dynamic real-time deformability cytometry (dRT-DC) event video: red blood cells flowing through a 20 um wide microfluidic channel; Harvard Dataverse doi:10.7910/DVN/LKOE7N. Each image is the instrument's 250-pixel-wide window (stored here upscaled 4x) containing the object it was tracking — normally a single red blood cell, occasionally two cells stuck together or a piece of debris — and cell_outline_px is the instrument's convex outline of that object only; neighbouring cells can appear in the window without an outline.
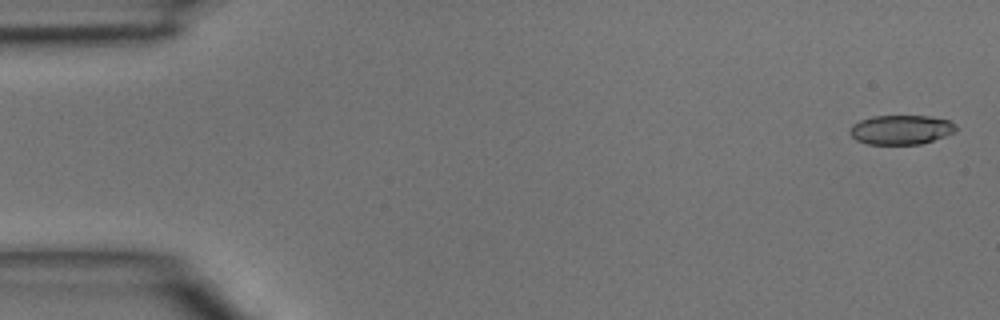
{"species": "common noctule bat (a hibernating species)", "species_latin": "Nyctalus noctula", "temperature_condition": "room temperature", "stored_images_in_passage": 4, "camera_frame_rate_fps": 3000, "um_per_image_px": 0.085, "animal": {"sex": "male", "body_mass_g": 15.6}, "frame": {"image": 1, "passage_image": 1, "time_ms": 0.0, "image_size_px": [1000, 320], "cell_outline_px": [[956, 132], [920, 144], [868, 144], [856, 140], [848, 132], [848, 128], [852, 124], [860, 120], [872, 116], [928, 116], [948, 120], [956, 124]], "centroid_in_image_um": [76.55, 11.02], "position_along_channel_um": 8.5, "area_um2": 18.21}}
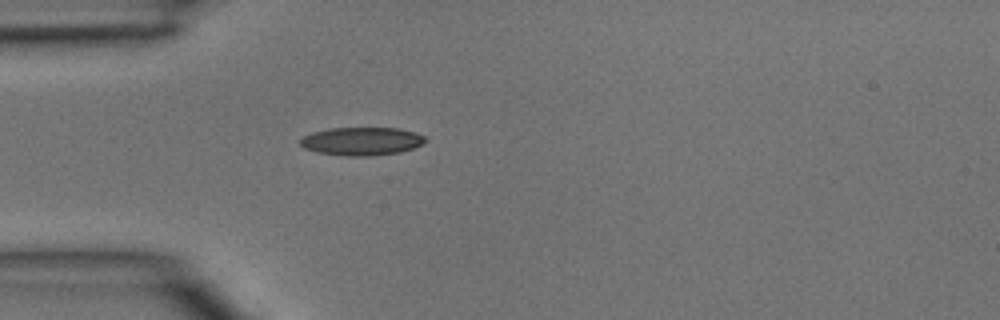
{"frame": {"image": 2, "passage_image": 4, "time_ms": 1.0, "image_size_px": [1000, 320], "cell_outline_px": [[428, 140], [412, 148], [400, 152], [368, 156], [348, 156], [316, 152], [304, 148], [300, 144], [300, 140], [304, 136], [312, 132], [328, 128], [400, 128], [424, 136]], "centroid_in_image_um": [30.71, 12.0], "position_along_channel_um": 54.3, "area_um2": 20.4}}